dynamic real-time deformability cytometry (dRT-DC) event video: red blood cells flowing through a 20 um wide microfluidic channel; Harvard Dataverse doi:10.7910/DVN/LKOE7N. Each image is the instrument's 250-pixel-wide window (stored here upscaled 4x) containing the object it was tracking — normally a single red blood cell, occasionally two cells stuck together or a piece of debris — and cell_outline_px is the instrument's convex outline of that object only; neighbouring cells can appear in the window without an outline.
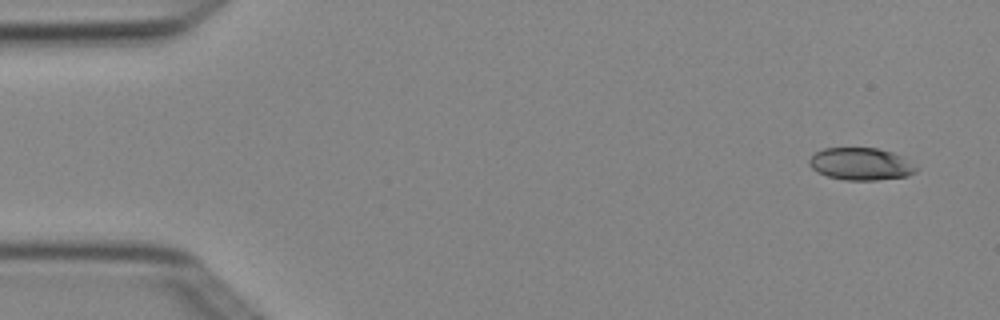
{"species": "Egyptian fruit bat (a non-hibernating species)", "species_latin": "Rousettus aegyptiacus", "temperature_condition": "cold", "stored_images_in_passage": 4, "camera_frame_rate_fps": 3000, "um_per_image_px": 0.085, "animal": {"sex": "female"}, "frame": {"image": 1, "passage_image": 1, "time_ms": 0.0, "image_size_px": [1000, 320], "cell_outline_px": [[920, 168], [916, 172], [908, 176], [876, 180], [844, 180], [828, 176], [816, 172], [808, 164], [808, 160], [816, 152], [824, 148], [876, 148], [892, 152], [900, 156]], "centroid_in_image_um": [73.17, 13.94], "position_along_channel_um": 11.8, "area_um2": 20.17}}
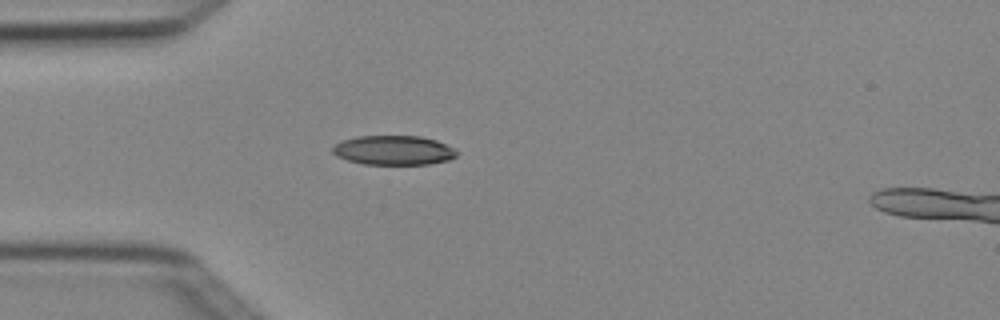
{"frame": {"image": 2, "passage_image": 4, "time_ms": 1.0, "image_size_px": [1000, 320], "cell_outline_px": [[460, 152], [456, 156], [448, 160], [428, 164], [364, 164], [348, 160], [336, 156], [332, 152], [332, 148], [340, 140], [356, 136], [420, 136], [436, 140], [456, 148]], "centroid_in_image_um": [33.47, 12.76], "position_along_channel_um": 51.5, "area_um2": 21.44}}